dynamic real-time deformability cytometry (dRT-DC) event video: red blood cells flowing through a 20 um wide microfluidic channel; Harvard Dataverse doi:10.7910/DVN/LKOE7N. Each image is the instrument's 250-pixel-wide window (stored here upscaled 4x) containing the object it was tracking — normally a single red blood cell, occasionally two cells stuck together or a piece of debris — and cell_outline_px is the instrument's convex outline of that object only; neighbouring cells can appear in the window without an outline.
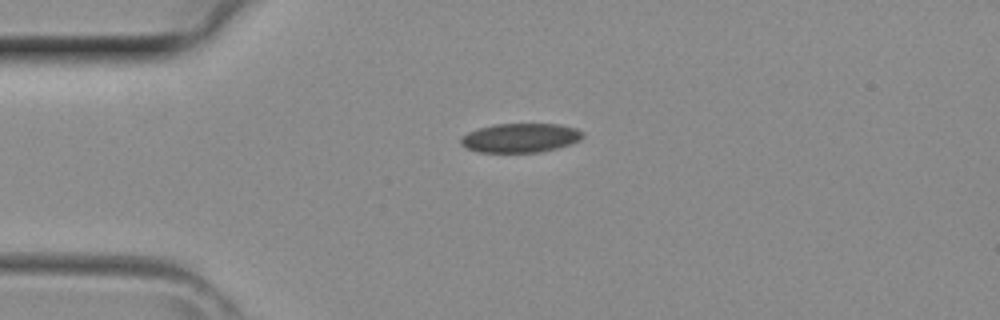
{"species": "common noctule bat (a hibernating species)", "species_latin": "Nyctalus noctula", "temperature_condition": "room temperature", "stored_images_in_passage": 1, "camera_frame_rate_fps": 3000, "um_per_image_px": 0.085, "animal": {"sex": "female", "body_mass_g": 29.2, "forearm_length_mm": 56.3}, "frame": {"image": 1, "passage_image": 1, "time_ms": 0.0, "image_size_px": [1000, 320], "cell_outline_px": [[584, 136], [580, 140], [556, 148], [540, 152], [480, 152], [468, 148], [460, 144], [460, 136], [468, 132], [480, 128], [496, 124], [560, 124], [576, 128], [584, 132]], "centroid_in_image_um": [44.24, 11.71], "position_along_channel_um": 40.8, "area_um2": 20.63}}